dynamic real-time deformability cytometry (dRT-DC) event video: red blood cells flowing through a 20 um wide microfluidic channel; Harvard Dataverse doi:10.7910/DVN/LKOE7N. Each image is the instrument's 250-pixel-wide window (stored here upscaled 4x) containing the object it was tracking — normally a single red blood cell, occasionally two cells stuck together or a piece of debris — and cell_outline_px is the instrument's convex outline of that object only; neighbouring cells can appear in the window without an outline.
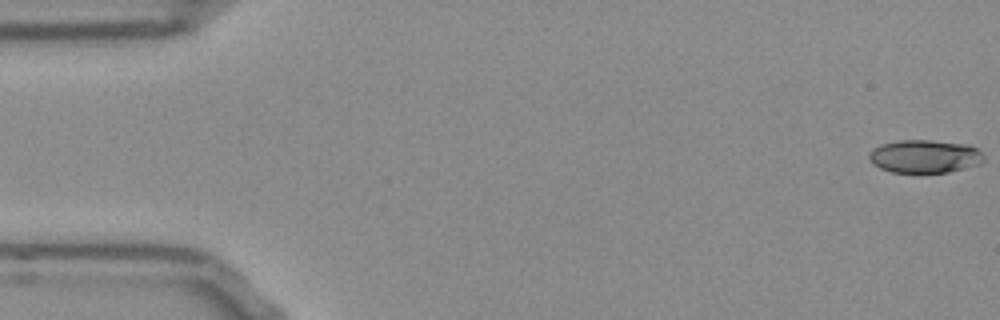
{"species": "Egyptian fruit bat (a non-hibernating species)", "species_latin": "Rousettus aegyptiacus", "temperature_condition": "room temperature", "stored_images_in_passage": 53, "camera_frame_rate_fps": 3000, "um_per_image_px": 0.085, "frame": {"image": 1, "passage_image": 1, "time_ms": 0.0, "image_size_px": [1000, 320], "cell_outline_px": [[984, 160], [980, 164], [948, 172], [892, 172], [880, 168], [872, 164], [868, 160], [868, 152], [872, 148], [880, 144], [900, 140], [932, 140], [968, 144], [976, 148], [984, 156]], "centroid_in_image_um": [78.56, 13.28], "position_along_channel_um": 6.4, "area_um2": 22.31}}
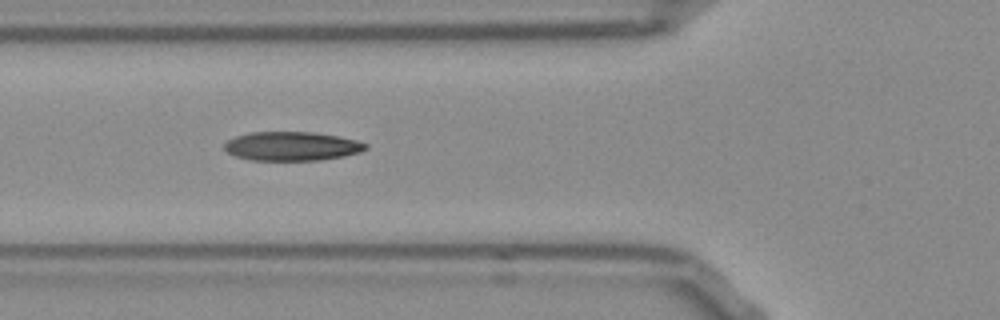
{"frame": {"image": 2, "passage_image": 19, "time_ms": 6.0, "image_size_px": [1000, 320], "cell_outline_px": [[368, 148], [360, 152], [344, 156], [320, 160], [248, 160], [236, 156], [228, 152], [224, 148], [224, 144], [228, 140], [236, 136], [248, 132], [312, 132], [336, 136], [356, 140], [368, 144]], "centroid_in_image_um": [24.8, 12.43], "position_along_channel_um": 101.0, "area_um2": 23.81}}
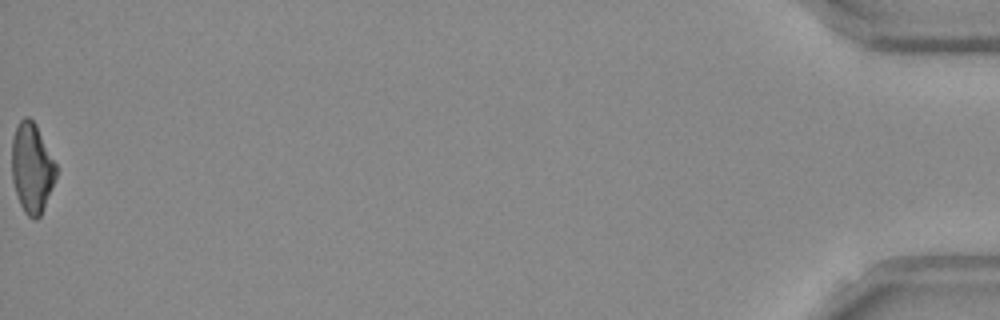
{"frame": {"image": 3, "passage_image": 53, "time_ms": 17.333, "image_size_px": [1000, 320], "cell_outline_px": [[56, 176], [52, 188], [40, 216], [36, 220], [32, 220], [24, 212], [20, 204], [12, 180], [12, 136], [16, 124], [24, 116], [28, 116], [36, 124], [56, 164]], "centroid_in_image_um": [2.69, 14.26], "position_along_channel_um": 432.5, "area_um2": 23.24}, "authors_computed_cell_mechanics": {"area_um2": 23.8136, "velocity_mm_per_s": 3.8661, "shape_relaxation_time_tau1_ms": 5.5895, "shape_relaxation_time_tau2_ms": 2.3322, "deformation_change_tau1": 0.185, "deformation_change_tau2": 0.0906}}